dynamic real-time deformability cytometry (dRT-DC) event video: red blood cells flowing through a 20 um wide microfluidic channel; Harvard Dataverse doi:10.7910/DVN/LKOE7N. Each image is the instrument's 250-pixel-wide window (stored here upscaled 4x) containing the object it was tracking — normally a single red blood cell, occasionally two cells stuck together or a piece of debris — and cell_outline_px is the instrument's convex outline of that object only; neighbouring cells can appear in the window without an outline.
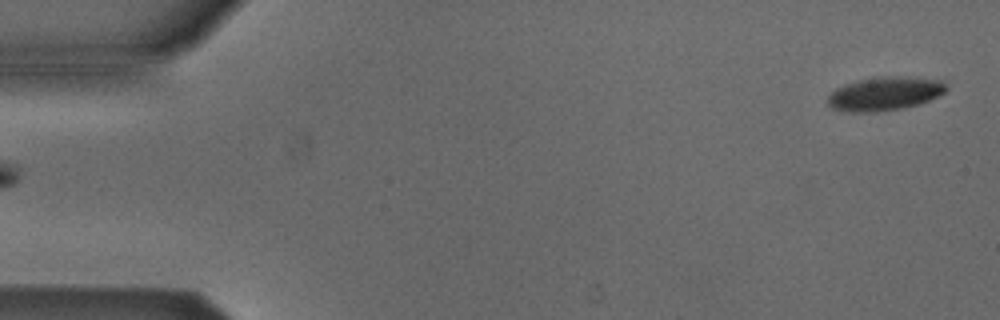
{"species": "Egyptian fruit bat (a non-hibernating species)", "species_latin": "Rousettus aegyptiacus", "temperature_condition": "cold", "stored_images_in_passage": 6, "segment_of_instrument_passage": [2, 2], "camera_frame_rate_fps": 3000, "um_per_image_px": 0.085, "animal": {"sex": "male"}, "frame": {"image": 1, "passage_image": 6, "time_ms": 1.667, "image_size_px": [1000, 320], "cell_outline_px": [[948, 88], [944, 92], [920, 104], [900, 108], [876, 112], [840, 112], [832, 108], [828, 104], [828, 96], [836, 88], [844, 84], [860, 80], [880, 76], [892, 76], [940, 80]], "centroid_in_image_um": [75.14, 7.98], "position_along_channel_um": 9.9, "area_um2": 23.0}}